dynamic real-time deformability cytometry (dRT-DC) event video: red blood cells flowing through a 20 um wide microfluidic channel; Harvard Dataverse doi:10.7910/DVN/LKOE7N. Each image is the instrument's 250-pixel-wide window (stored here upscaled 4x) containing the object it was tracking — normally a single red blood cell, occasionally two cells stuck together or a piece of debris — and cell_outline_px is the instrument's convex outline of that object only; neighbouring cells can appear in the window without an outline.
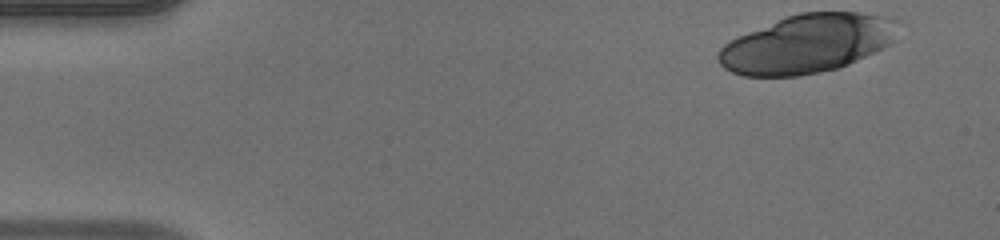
{"species": "human", "species_latin": "Homo sapiens", "temperature_condition": "warm", "stored_images_in_passage": 15, "camera_frame_rate_fps": 3000, "um_per_image_px": 0.085, "donor": {"sex": "male"}, "frame": {"image": 1, "passage_image": 1, "time_ms": 0.0, "image_size_px": [1000, 240], "cell_outline_px": [[892, 40], [884, 48], [876, 52], [848, 64], [836, 68], [796, 76], [744, 76], [732, 72], [724, 68], [720, 64], [716, 56], [720, 48], [724, 44], [748, 32], [788, 16], [800, 12], [860, 12], [884, 16]], "centroid_in_image_um": [68.47, 3.75], "position_along_channel_um": 16.5, "area_um2": 59.53}}
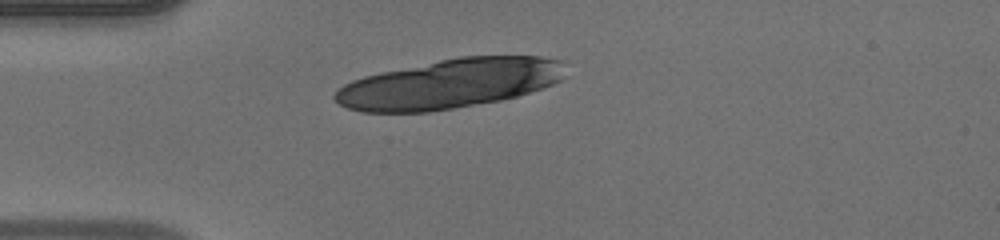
{"frame": {"image": 2, "passage_image": 10, "time_ms": 3.0, "image_size_px": [1000, 240], "cell_outline_px": [[564, 60], [560, 80], [552, 84], [516, 96], [500, 100], [428, 112], [360, 112], [348, 108], [340, 104], [332, 96], [344, 84], [352, 80], [364, 76], [380, 72], [460, 56], [540, 56]], "centroid_in_image_um": [38.18, 7.11], "position_along_channel_um": 46.8, "area_um2": 65.83}}